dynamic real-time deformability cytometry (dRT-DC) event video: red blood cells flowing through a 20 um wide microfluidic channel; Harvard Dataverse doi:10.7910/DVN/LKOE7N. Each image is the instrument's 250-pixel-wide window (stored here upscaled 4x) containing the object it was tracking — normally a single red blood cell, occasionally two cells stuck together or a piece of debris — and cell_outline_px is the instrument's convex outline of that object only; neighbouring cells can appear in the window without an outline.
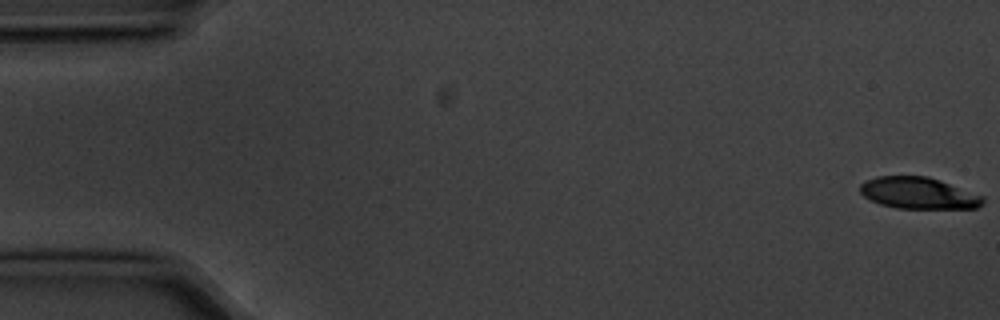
{"species": "common noctule bat (a hibernating species)", "species_latin": "Nyctalus noctula", "temperature_condition": "cold", "stored_images_in_passage": 5, "camera_frame_rate_fps": 3000, "um_per_image_px": 0.085, "animal": {"sex": "male", "body_mass_g": 20.1, "forearm_length_mm": 53.5}, "frame": {"image": 1, "passage_image": 1, "time_ms": 0.0, "image_size_px": [1000, 320], "cell_outline_px": [[984, 204], [976, 208], [896, 208], [880, 204], [864, 196], [860, 192], [860, 184], [876, 176], [928, 176], [940, 180], [984, 196]], "centroid_in_image_um": [78.09, 16.41], "position_along_channel_um": 6.9, "area_um2": 22.54}}
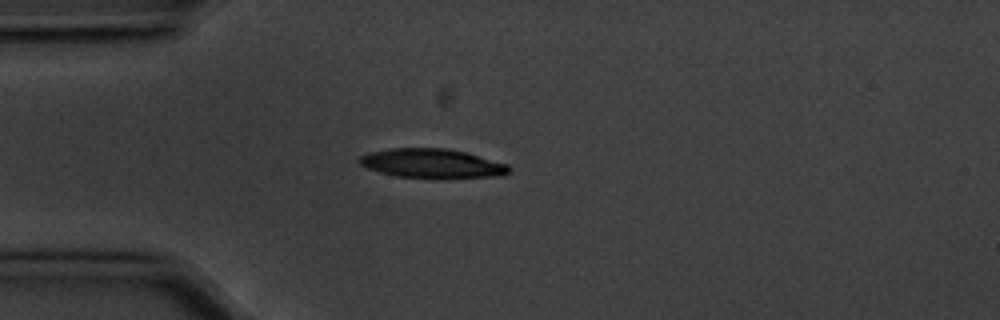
{"frame": {"image": 2, "passage_image": 4, "time_ms": 1.0, "image_size_px": [1000, 320], "cell_outline_px": [[512, 168], [504, 176], [396, 176], [380, 172], [368, 168], [360, 164], [356, 160], [360, 156], [368, 152], [392, 148], [444, 148], [464, 152], [508, 164]], "centroid_in_image_um": [36.68, 13.85], "position_along_channel_um": 48.3, "area_um2": 24.62}}